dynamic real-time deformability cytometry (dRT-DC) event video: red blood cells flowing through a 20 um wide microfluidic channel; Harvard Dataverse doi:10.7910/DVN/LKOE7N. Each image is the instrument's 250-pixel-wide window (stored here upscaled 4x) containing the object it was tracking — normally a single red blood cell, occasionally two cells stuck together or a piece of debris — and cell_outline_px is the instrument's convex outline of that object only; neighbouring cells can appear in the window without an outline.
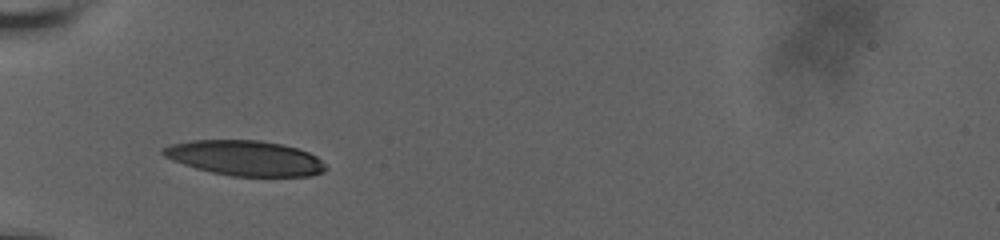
{"species": "human", "species_latin": "Homo sapiens", "temperature_condition": "room temperature", "stored_images_in_passage": 17, "camera_frame_rate_fps": 3000, "um_per_image_px": 0.085, "donor": {"sex": "male"}, "frame": {"image": 1, "passage_image": 1, "time_ms": 0.0, "image_size_px": [1000, 240], "cell_outline_px": [[328, 168], [324, 172], [308, 176], [232, 176], [212, 172], [196, 168], [172, 160], [164, 156], [160, 152], [160, 148], [172, 144], [192, 140], [260, 140], [280, 144], [296, 148], [308, 152], [316, 156]], "centroid_in_image_um": [20.81, 13.43], "position_along_channel_um": 64.2, "area_um2": 33.18}}
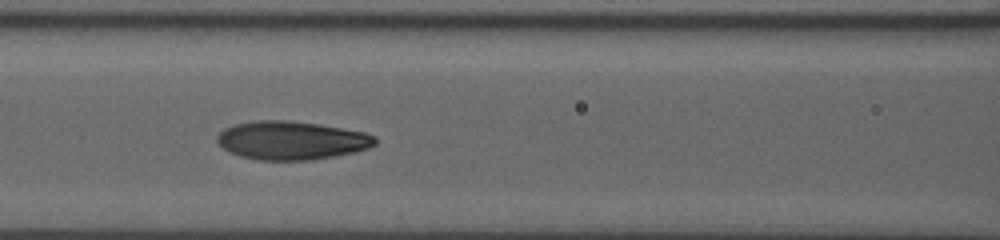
{"frame": {"image": 2, "passage_image": 10, "time_ms": 2.333, "image_size_px": [1000, 240], "cell_outline_px": [[376, 144], [368, 148], [356, 152], [312, 160], [256, 160], [240, 156], [228, 152], [216, 140], [216, 136], [224, 128], [232, 124], [252, 120], [288, 120], [320, 124], [344, 128], [364, 132], [376, 136]], "centroid_in_image_um": [24.76, 11.92], "position_along_channel_um": 141.8, "area_um2": 35.84}}
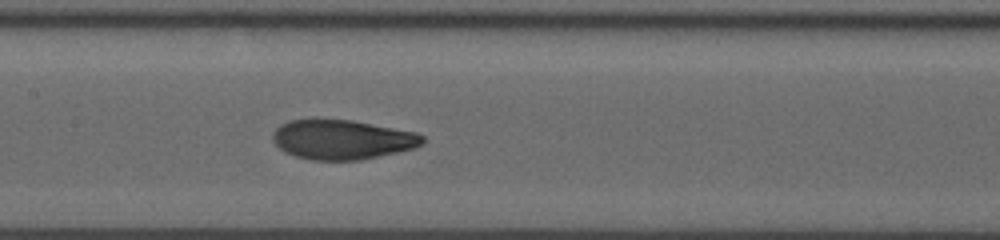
{"frame": {"image": 3, "passage_image": 15, "time_ms": 3.333, "image_size_px": [1000, 240], "cell_outline_px": [[424, 144], [412, 148], [396, 152], [360, 160], [308, 160], [284, 152], [272, 140], [272, 132], [280, 124], [288, 120], [352, 120], [416, 132], [424, 136]], "centroid_in_image_um": [29.06, 11.87], "position_along_channel_um": 178.3, "area_um2": 34.45}}